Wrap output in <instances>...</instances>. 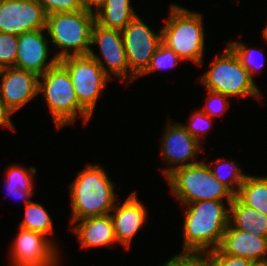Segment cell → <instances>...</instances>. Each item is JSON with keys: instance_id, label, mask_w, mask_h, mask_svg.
<instances>
[{"instance_id": "cell-2", "label": "cell", "mask_w": 267, "mask_h": 266, "mask_svg": "<svg viewBox=\"0 0 267 266\" xmlns=\"http://www.w3.org/2000/svg\"><path fill=\"white\" fill-rule=\"evenodd\" d=\"M115 184L99 165H87L71 183L72 225L76 220L110 214L115 205Z\"/></svg>"}, {"instance_id": "cell-4", "label": "cell", "mask_w": 267, "mask_h": 266, "mask_svg": "<svg viewBox=\"0 0 267 266\" xmlns=\"http://www.w3.org/2000/svg\"><path fill=\"white\" fill-rule=\"evenodd\" d=\"M166 179L171 192L183 207L192 202L209 199L221 201L226 199L229 205L235 196L213 176L210 165L203 161L177 168Z\"/></svg>"}, {"instance_id": "cell-6", "label": "cell", "mask_w": 267, "mask_h": 266, "mask_svg": "<svg viewBox=\"0 0 267 266\" xmlns=\"http://www.w3.org/2000/svg\"><path fill=\"white\" fill-rule=\"evenodd\" d=\"M94 23L95 13L82 9L47 15L45 31L47 30L53 45L61 48L55 57L61 60L71 55H88Z\"/></svg>"}, {"instance_id": "cell-18", "label": "cell", "mask_w": 267, "mask_h": 266, "mask_svg": "<svg viewBox=\"0 0 267 266\" xmlns=\"http://www.w3.org/2000/svg\"><path fill=\"white\" fill-rule=\"evenodd\" d=\"M72 227L81 243V248L109 246L116 243L113 222L110 214L87 217L73 222Z\"/></svg>"}, {"instance_id": "cell-1", "label": "cell", "mask_w": 267, "mask_h": 266, "mask_svg": "<svg viewBox=\"0 0 267 266\" xmlns=\"http://www.w3.org/2000/svg\"><path fill=\"white\" fill-rule=\"evenodd\" d=\"M184 215L183 251L210 252L220 247L230 215L223 201L192 202Z\"/></svg>"}, {"instance_id": "cell-33", "label": "cell", "mask_w": 267, "mask_h": 266, "mask_svg": "<svg viewBox=\"0 0 267 266\" xmlns=\"http://www.w3.org/2000/svg\"><path fill=\"white\" fill-rule=\"evenodd\" d=\"M7 189L10 194L13 196L25 198L27 197L28 199L33 197V185L32 184H15V183H9L7 182ZM23 198V199H24Z\"/></svg>"}, {"instance_id": "cell-3", "label": "cell", "mask_w": 267, "mask_h": 266, "mask_svg": "<svg viewBox=\"0 0 267 266\" xmlns=\"http://www.w3.org/2000/svg\"><path fill=\"white\" fill-rule=\"evenodd\" d=\"M202 14L171 5L166 25L161 29V42L184 61L190 60L198 66L203 64L204 28Z\"/></svg>"}, {"instance_id": "cell-15", "label": "cell", "mask_w": 267, "mask_h": 266, "mask_svg": "<svg viewBox=\"0 0 267 266\" xmlns=\"http://www.w3.org/2000/svg\"><path fill=\"white\" fill-rule=\"evenodd\" d=\"M44 30H33L18 36L15 67L35 73L38 77L59 62L55 56L46 62L50 49Z\"/></svg>"}, {"instance_id": "cell-35", "label": "cell", "mask_w": 267, "mask_h": 266, "mask_svg": "<svg viewBox=\"0 0 267 266\" xmlns=\"http://www.w3.org/2000/svg\"><path fill=\"white\" fill-rule=\"evenodd\" d=\"M82 10L95 13L101 8L104 0H79ZM96 8L93 10V8Z\"/></svg>"}, {"instance_id": "cell-5", "label": "cell", "mask_w": 267, "mask_h": 266, "mask_svg": "<svg viewBox=\"0 0 267 266\" xmlns=\"http://www.w3.org/2000/svg\"><path fill=\"white\" fill-rule=\"evenodd\" d=\"M42 92L57 129L73 124L78 114L84 124L90 121L91 116L78 102L69 72L60 62L39 76L38 93Z\"/></svg>"}, {"instance_id": "cell-10", "label": "cell", "mask_w": 267, "mask_h": 266, "mask_svg": "<svg viewBox=\"0 0 267 266\" xmlns=\"http://www.w3.org/2000/svg\"><path fill=\"white\" fill-rule=\"evenodd\" d=\"M121 32L129 70L136 78L141 77L161 43V30L159 35L155 34L136 15Z\"/></svg>"}, {"instance_id": "cell-22", "label": "cell", "mask_w": 267, "mask_h": 266, "mask_svg": "<svg viewBox=\"0 0 267 266\" xmlns=\"http://www.w3.org/2000/svg\"><path fill=\"white\" fill-rule=\"evenodd\" d=\"M25 218L20 228L40 232L45 236L53 234V221L47 210L39 203L24 199Z\"/></svg>"}, {"instance_id": "cell-25", "label": "cell", "mask_w": 267, "mask_h": 266, "mask_svg": "<svg viewBox=\"0 0 267 266\" xmlns=\"http://www.w3.org/2000/svg\"><path fill=\"white\" fill-rule=\"evenodd\" d=\"M18 36L0 32V69L15 67Z\"/></svg>"}, {"instance_id": "cell-7", "label": "cell", "mask_w": 267, "mask_h": 266, "mask_svg": "<svg viewBox=\"0 0 267 266\" xmlns=\"http://www.w3.org/2000/svg\"><path fill=\"white\" fill-rule=\"evenodd\" d=\"M207 90L233 97L252 96L260 99L261 93L248 71L241 65L235 53L226 46L219 58L201 77Z\"/></svg>"}, {"instance_id": "cell-30", "label": "cell", "mask_w": 267, "mask_h": 266, "mask_svg": "<svg viewBox=\"0 0 267 266\" xmlns=\"http://www.w3.org/2000/svg\"><path fill=\"white\" fill-rule=\"evenodd\" d=\"M208 98L206 99V104L204 109L201 111L208 115L210 118L215 117L217 114L221 115L228 108L229 101L226 95L218 92L207 90ZM227 106V107H226Z\"/></svg>"}, {"instance_id": "cell-16", "label": "cell", "mask_w": 267, "mask_h": 266, "mask_svg": "<svg viewBox=\"0 0 267 266\" xmlns=\"http://www.w3.org/2000/svg\"><path fill=\"white\" fill-rule=\"evenodd\" d=\"M110 213L116 241L125 248H130L133 237L138 233L147 219V209L143 203L138 201L137 193H131L121 206L116 204ZM116 212V213H115Z\"/></svg>"}, {"instance_id": "cell-37", "label": "cell", "mask_w": 267, "mask_h": 266, "mask_svg": "<svg viewBox=\"0 0 267 266\" xmlns=\"http://www.w3.org/2000/svg\"><path fill=\"white\" fill-rule=\"evenodd\" d=\"M253 266H267V262L255 263Z\"/></svg>"}, {"instance_id": "cell-8", "label": "cell", "mask_w": 267, "mask_h": 266, "mask_svg": "<svg viewBox=\"0 0 267 266\" xmlns=\"http://www.w3.org/2000/svg\"><path fill=\"white\" fill-rule=\"evenodd\" d=\"M59 62L70 74L80 106L92 117L97 100L110 78L89 55H71Z\"/></svg>"}, {"instance_id": "cell-36", "label": "cell", "mask_w": 267, "mask_h": 266, "mask_svg": "<svg viewBox=\"0 0 267 266\" xmlns=\"http://www.w3.org/2000/svg\"><path fill=\"white\" fill-rule=\"evenodd\" d=\"M263 37H264V39L267 41V25H266L265 28H264V31H263Z\"/></svg>"}, {"instance_id": "cell-14", "label": "cell", "mask_w": 267, "mask_h": 266, "mask_svg": "<svg viewBox=\"0 0 267 266\" xmlns=\"http://www.w3.org/2000/svg\"><path fill=\"white\" fill-rule=\"evenodd\" d=\"M0 98L15 113L37 96L38 76L16 67L0 69Z\"/></svg>"}, {"instance_id": "cell-29", "label": "cell", "mask_w": 267, "mask_h": 266, "mask_svg": "<svg viewBox=\"0 0 267 266\" xmlns=\"http://www.w3.org/2000/svg\"><path fill=\"white\" fill-rule=\"evenodd\" d=\"M183 126L195 139L201 142V135L206 134V132L212 127V118L201 110L196 111L191 115L189 125L183 124Z\"/></svg>"}, {"instance_id": "cell-31", "label": "cell", "mask_w": 267, "mask_h": 266, "mask_svg": "<svg viewBox=\"0 0 267 266\" xmlns=\"http://www.w3.org/2000/svg\"><path fill=\"white\" fill-rule=\"evenodd\" d=\"M39 2L46 15L81 10L79 0H36Z\"/></svg>"}, {"instance_id": "cell-27", "label": "cell", "mask_w": 267, "mask_h": 266, "mask_svg": "<svg viewBox=\"0 0 267 266\" xmlns=\"http://www.w3.org/2000/svg\"><path fill=\"white\" fill-rule=\"evenodd\" d=\"M204 256V257H203ZM162 266H211L208 252L182 251Z\"/></svg>"}, {"instance_id": "cell-9", "label": "cell", "mask_w": 267, "mask_h": 266, "mask_svg": "<svg viewBox=\"0 0 267 266\" xmlns=\"http://www.w3.org/2000/svg\"><path fill=\"white\" fill-rule=\"evenodd\" d=\"M91 45L99 46L101 56L106 63H103V60L97 54L95 55L93 49L89 50L88 55L98 62L110 79L114 75L120 77L121 82H125V79L127 81L136 79L129 70L121 30L105 28L95 22L91 32ZM105 64L106 66H104Z\"/></svg>"}, {"instance_id": "cell-34", "label": "cell", "mask_w": 267, "mask_h": 266, "mask_svg": "<svg viewBox=\"0 0 267 266\" xmlns=\"http://www.w3.org/2000/svg\"><path fill=\"white\" fill-rule=\"evenodd\" d=\"M12 114L13 112L6 106V104L0 98V126L7 128L9 127L14 131V125L10 117Z\"/></svg>"}, {"instance_id": "cell-12", "label": "cell", "mask_w": 267, "mask_h": 266, "mask_svg": "<svg viewBox=\"0 0 267 266\" xmlns=\"http://www.w3.org/2000/svg\"><path fill=\"white\" fill-rule=\"evenodd\" d=\"M12 246L14 266H58L56 245L40 232L19 228Z\"/></svg>"}, {"instance_id": "cell-21", "label": "cell", "mask_w": 267, "mask_h": 266, "mask_svg": "<svg viewBox=\"0 0 267 266\" xmlns=\"http://www.w3.org/2000/svg\"><path fill=\"white\" fill-rule=\"evenodd\" d=\"M235 196L246 206L267 216V176L247 175Z\"/></svg>"}, {"instance_id": "cell-32", "label": "cell", "mask_w": 267, "mask_h": 266, "mask_svg": "<svg viewBox=\"0 0 267 266\" xmlns=\"http://www.w3.org/2000/svg\"><path fill=\"white\" fill-rule=\"evenodd\" d=\"M7 182L15 184H32L33 176L36 173L35 167H30L29 170L22 168L20 165L13 164L7 169Z\"/></svg>"}, {"instance_id": "cell-23", "label": "cell", "mask_w": 267, "mask_h": 266, "mask_svg": "<svg viewBox=\"0 0 267 266\" xmlns=\"http://www.w3.org/2000/svg\"><path fill=\"white\" fill-rule=\"evenodd\" d=\"M224 160L225 159L222 160L221 158L217 159L215 162L216 165H214L213 168L210 166V170L219 182L225 185L234 195H236L240 185L243 183L248 174L242 173V168H239L238 164L236 165L234 161L231 162L229 160ZM223 167L228 168V171L226 170V174H223L222 172Z\"/></svg>"}, {"instance_id": "cell-11", "label": "cell", "mask_w": 267, "mask_h": 266, "mask_svg": "<svg viewBox=\"0 0 267 266\" xmlns=\"http://www.w3.org/2000/svg\"><path fill=\"white\" fill-rule=\"evenodd\" d=\"M46 16L36 0H0V32L20 36L45 29Z\"/></svg>"}, {"instance_id": "cell-20", "label": "cell", "mask_w": 267, "mask_h": 266, "mask_svg": "<svg viewBox=\"0 0 267 266\" xmlns=\"http://www.w3.org/2000/svg\"><path fill=\"white\" fill-rule=\"evenodd\" d=\"M136 15L130 0H104L95 13V22L105 28L122 30Z\"/></svg>"}, {"instance_id": "cell-28", "label": "cell", "mask_w": 267, "mask_h": 266, "mask_svg": "<svg viewBox=\"0 0 267 266\" xmlns=\"http://www.w3.org/2000/svg\"><path fill=\"white\" fill-rule=\"evenodd\" d=\"M208 254L211 266H253L255 264L247 258L225 254L220 248H216Z\"/></svg>"}, {"instance_id": "cell-13", "label": "cell", "mask_w": 267, "mask_h": 266, "mask_svg": "<svg viewBox=\"0 0 267 266\" xmlns=\"http://www.w3.org/2000/svg\"><path fill=\"white\" fill-rule=\"evenodd\" d=\"M168 121L167 128L162 137L161 152L171 167L163 169L167 177L175 169L188 166L199 161L186 162L194 159L201 148V142L195 139L181 123H172ZM178 166H177V165ZM175 165V166H174Z\"/></svg>"}, {"instance_id": "cell-19", "label": "cell", "mask_w": 267, "mask_h": 266, "mask_svg": "<svg viewBox=\"0 0 267 266\" xmlns=\"http://www.w3.org/2000/svg\"><path fill=\"white\" fill-rule=\"evenodd\" d=\"M229 223L238 230H243L267 237V216L254 208L243 204L236 196L228 206Z\"/></svg>"}, {"instance_id": "cell-24", "label": "cell", "mask_w": 267, "mask_h": 266, "mask_svg": "<svg viewBox=\"0 0 267 266\" xmlns=\"http://www.w3.org/2000/svg\"><path fill=\"white\" fill-rule=\"evenodd\" d=\"M180 61L183 60L175 53V51L161 42L151 58L150 65L142 75H147L160 69L174 67Z\"/></svg>"}, {"instance_id": "cell-26", "label": "cell", "mask_w": 267, "mask_h": 266, "mask_svg": "<svg viewBox=\"0 0 267 266\" xmlns=\"http://www.w3.org/2000/svg\"><path fill=\"white\" fill-rule=\"evenodd\" d=\"M227 46L235 53L241 65L248 71L251 79L253 80V74H256L255 72L261 69L263 66V63L259 64L255 62L256 54H254V52L257 53V49H248L247 46L244 45V43L233 41H230V44H228Z\"/></svg>"}, {"instance_id": "cell-17", "label": "cell", "mask_w": 267, "mask_h": 266, "mask_svg": "<svg viewBox=\"0 0 267 266\" xmlns=\"http://www.w3.org/2000/svg\"><path fill=\"white\" fill-rule=\"evenodd\" d=\"M225 254L247 258L254 263L267 262V237L238 230L230 223L219 247ZM265 255V256H264Z\"/></svg>"}]
</instances>
